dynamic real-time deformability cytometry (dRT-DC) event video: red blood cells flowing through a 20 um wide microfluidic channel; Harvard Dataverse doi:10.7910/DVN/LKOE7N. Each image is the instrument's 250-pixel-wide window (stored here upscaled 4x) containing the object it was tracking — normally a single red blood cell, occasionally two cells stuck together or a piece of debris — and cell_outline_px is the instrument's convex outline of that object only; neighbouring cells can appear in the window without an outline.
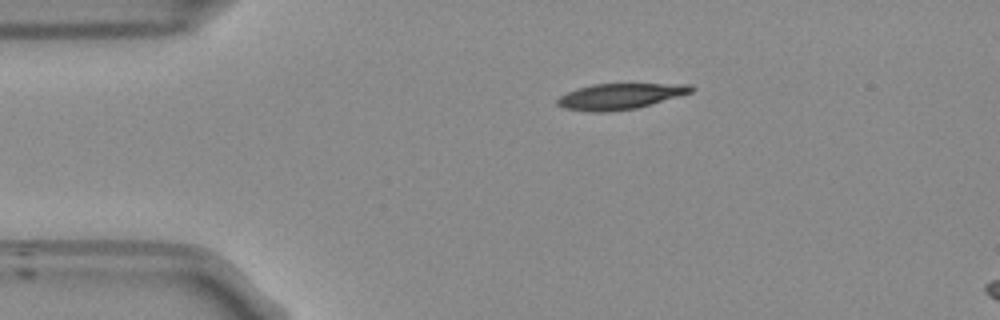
{"species": "Egyptian fruit bat (a non-hibernating species)", "species_latin": "Rousettus aegyptiacus", "temperature_condition": "room temperature", "stored_images_in_passage": 7, "camera_frame_rate_fps": 3000, "um_per_image_px": 0.085, "frame": {"image": 1, "passage_image": 1, "time_ms": 0.0, "image_size_px": [1000, 320], "cell_outline_px": [[696, 88], [692, 92], [680, 96], [636, 108], [608, 112], [592, 112], [564, 108], [556, 104], [556, 100], [560, 96], [576, 88], [592, 84], [692, 84]], "centroid_in_image_um": [52.7, 8.18], "position_along_channel_um": 32.3, "area_um2": 20.17}}